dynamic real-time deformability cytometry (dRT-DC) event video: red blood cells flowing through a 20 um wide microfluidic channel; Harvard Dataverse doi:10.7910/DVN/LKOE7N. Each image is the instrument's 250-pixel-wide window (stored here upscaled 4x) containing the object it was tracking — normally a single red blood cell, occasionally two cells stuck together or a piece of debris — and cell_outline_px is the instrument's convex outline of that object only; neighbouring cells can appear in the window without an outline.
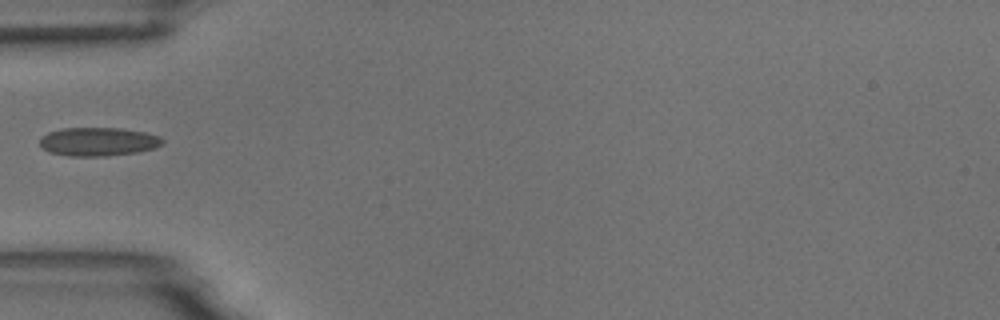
{"species": "common noctule bat (a hibernating species)", "species_latin": "Nyctalus noctula", "temperature_condition": "room temperature", "stored_images_in_passage": 5, "camera_frame_rate_fps": 3000, "um_per_image_px": 0.085, "animal": {"sex": "male", "body_mass_g": 18.8}, "frame": {"image": 1, "passage_image": 5, "time_ms": 5.667, "image_size_px": [1000, 320], "cell_outline_px": [[164, 144], [156, 148], [136, 152], [108, 156], [68, 156], [52, 152], [44, 148], [40, 144], [40, 136], [48, 132], [64, 128], [120, 128], [144, 132], [160, 136], [164, 140]], "centroid_in_image_um": [8.38, 12.04], "position_along_channel_um": 76.6, "area_um2": 20.46}}